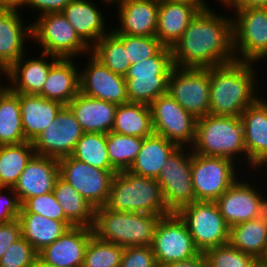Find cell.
Returning a JSON list of instances; mask_svg holds the SVG:
<instances>
[{
  "label": "cell",
  "instance_id": "49",
  "mask_svg": "<svg viewBox=\"0 0 267 267\" xmlns=\"http://www.w3.org/2000/svg\"><path fill=\"white\" fill-rule=\"evenodd\" d=\"M221 5L235 12L245 8H267V0H224Z\"/></svg>",
  "mask_w": 267,
  "mask_h": 267
},
{
  "label": "cell",
  "instance_id": "56",
  "mask_svg": "<svg viewBox=\"0 0 267 267\" xmlns=\"http://www.w3.org/2000/svg\"><path fill=\"white\" fill-rule=\"evenodd\" d=\"M2 74H4V71L0 68V77H1V78H0V82H1V83H0V84H1L0 86H5V83H4L3 80H2L4 75H2ZM1 80H2V81H1ZM2 83H4V84H2Z\"/></svg>",
  "mask_w": 267,
  "mask_h": 267
},
{
  "label": "cell",
  "instance_id": "29",
  "mask_svg": "<svg viewBox=\"0 0 267 267\" xmlns=\"http://www.w3.org/2000/svg\"><path fill=\"white\" fill-rule=\"evenodd\" d=\"M74 60L60 58L50 68L39 96L66 106L80 92V63L77 65Z\"/></svg>",
  "mask_w": 267,
  "mask_h": 267
},
{
  "label": "cell",
  "instance_id": "57",
  "mask_svg": "<svg viewBox=\"0 0 267 267\" xmlns=\"http://www.w3.org/2000/svg\"><path fill=\"white\" fill-rule=\"evenodd\" d=\"M112 1H114V0H102V2H104L103 4H105V5L108 4V6H109V4L112 5Z\"/></svg>",
  "mask_w": 267,
  "mask_h": 267
},
{
  "label": "cell",
  "instance_id": "3",
  "mask_svg": "<svg viewBox=\"0 0 267 267\" xmlns=\"http://www.w3.org/2000/svg\"><path fill=\"white\" fill-rule=\"evenodd\" d=\"M191 148L199 155L224 157L240 168L244 163L247 166L241 117L208 114L198 118L196 139Z\"/></svg>",
  "mask_w": 267,
  "mask_h": 267
},
{
  "label": "cell",
  "instance_id": "26",
  "mask_svg": "<svg viewBox=\"0 0 267 267\" xmlns=\"http://www.w3.org/2000/svg\"><path fill=\"white\" fill-rule=\"evenodd\" d=\"M210 4H186L160 1L157 13L156 38L167 47L172 46L181 38L184 30L200 10Z\"/></svg>",
  "mask_w": 267,
  "mask_h": 267
},
{
  "label": "cell",
  "instance_id": "32",
  "mask_svg": "<svg viewBox=\"0 0 267 267\" xmlns=\"http://www.w3.org/2000/svg\"><path fill=\"white\" fill-rule=\"evenodd\" d=\"M22 237L39 253L58 239L68 228L69 221H58L35 213H20Z\"/></svg>",
  "mask_w": 267,
  "mask_h": 267
},
{
  "label": "cell",
  "instance_id": "31",
  "mask_svg": "<svg viewBox=\"0 0 267 267\" xmlns=\"http://www.w3.org/2000/svg\"><path fill=\"white\" fill-rule=\"evenodd\" d=\"M228 244L261 261L267 252V212L229 227Z\"/></svg>",
  "mask_w": 267,
  "mask_h": 267
},
{
  "label": "cell",
  "instance_id": "24",
  "mask_svg": "<svg viewBox=\"0 0 267 267\" xmlns=\"http://www.w3.org/2000/svg\"><path fill=\"white\" fill-rule=\"evenodd\" d=\"M58 177V159L35 154L27 163L13 189L23 204L31 197L53 192Z\"/></svg>",
  "mask_w": 267,
  "mask_h": 267
},
{
  "label": "cell",
  "instance_id": "55",
  "mask_svg": "<svg viewBox=\"0 0 267 267\" xmlns=\"http://www.w3.org/2000/svg\"><path fill=\"white\" fill-rule=\"evenodd\" d=\"M260 262L264 265V267H267V252Z\"/></svg>",
  "mask_w": 267,
  "mask_h": 267
},
{
  "label": "cell",
  "instance_id": "33",
  "mask_svg": "<svg viewBox=\"0 0 267 267\" xmlns=\"http://www.w3.org/2000/svg\"><path fill=\"white\" fill-rule=\"evenodd\" d=\"M111 131L140 138L153 135L150 105L134 102L117 105Z\"/></svg>",
  "mask_w": 267,
  "mask_h": 267
},
{
  "label": "cell",
  "instance_id": "19",
  "mask_svg": "<svg viewBox=\"0 0 267 267\" xmlns=\"http://www.w3.org/2000/svg\"><path fill=\"white\" fill-rule=\"evenodd\" d=\"M36 55L29 58L24 54L4 72L5 85L11 91L27 95H39L42 92L50 68L60 58L42 52L38 58Z\"/></svg>",
  "mask_w": 267,
  "mask_h": 267
},
{
  "label": "cell",
  "instance_id": "28",
  "mask_svg": "<svg viewBox=\"0 0 267 267\" xmlns=\"http://www.w3.org/2000/svg\"><path fill=\"white\" fill-rule=\"evenodd\" d=\"M20 111L25 139L33 142L55 119L64 107L60 102L39 95L19 94Z\"/></svg>",
  "mask_w": 267,
  "mask_h": 267
},
{
  "label": "cell",
  "instance_id": "34",
  "mask_svg": "<svg viewBox=\"0 0 267 267\" xmlns=\"http://www.w3.org/2000/svg\"><path fill=\"white\" fill-rule=\"evenodd\" d=\"M53 193L65 218L73 226L93 227L95 208L60 176L56 179Z\"/></svg>",
  "mask_w": 267,
  "mask_h": 267
},
{
  "label": "cell",
  "instance_id": "52",
  "mask_svg": "<svg viewBox=\"0 0 267 267\" xmlns=\"http://www.w3.org/2000/svg\"><path fill=\"white\" fill-rule=\"evenodd\" d=\"M176 3H186V4H208L206 0H160Z\"/></svg>",
  "mask_w": 267,
  "mask_h": 267
},
{
  "label": "cell",
  "instance_id": "21",
  "mask_svg": "<svg viewBox=\"0 0 267 267\" xmlns=\"http://www.w3.org/2000/svg\"><path fill=\"white\" fill-rule=\"evenodd\" d=\"M92 228L73 226L38 253V258L52 267H82L85 250L93 236Z\"/></svg>",
  "mask_w": 267,
  "mask_h": 267
},
{
  "label": "cell",
  "instance_id": "51",
  "mask_svg": "<svg viewBox=\"0 0 267 267\" xmlns=\"http://www.w3.org/2000/svg\"><path fill=\"white\" fill-rule=\"evenodd\" d=\"M25 0H0V9L21 10Z\"/></svg>",
  "mask_w": 267,
  "mask_h": 267
},
{
  "label": "cell",
  "instance_id": "15",
  "mask_svg": "<svg viewBox=\"0 0 267 267\" xmlns=\"http://www.w3.org/2000/svg\"><path fill=\"white\" fill-rule=\"evenodd\" d=\"M245 180H242L244 179ZM247 177L238 178L215 202L229 227L261 217L267 212V198L262 186L255 187ZM241 179V180H240ZM259 190V191H258ZM264 193V194H263ZM263 194V196H262Z\"/></svg>",
  "mask_w": 267,
  "mask_h": 267
},
{
  "label": "cell",
  "instance_id": "6",
  "mask_svg": "<svg viewBox=\"0 0 267 267\" xmlns=\"http://www.w3.org/2000/svg\"><path fill=\"white\" fill-rule=\"evenodd\" d=\"M173 68L172 49L167 46L155 56L130 65L125 75L129 102L150 105L168 93V78Z\"/></svg>",
  "mask_w": 267,
  "mask_h": 267
},
{
  "label": "cell",
  "instance_id": "12",
  "mask_svg": "<svg viewBox=\"0 0 267 267\" xmlns=\"http://www.w3.org/2000/svg\"><path fill=\"white\" fill-rule=\"evenodd\" d=\"M154 134L179 147H192L196 139L197 118L187 112L169 93L150 104Z\"/></svg>",
  "mask_w": 267,
  "mask_h": 267
},
{
  "label": "cell",
  "instance_id": "1",
  "mask_svg": "<svg viewBox=\"0 0 267 267\" xmlns=\"http://www.w3.org/2000/svg\"><path fill=\"white\" fill-rule=\"evenodd\" d=\"M212 7L200 10L172 46L174 67L206 69L236 61L232 17Z\"/></svg>",
  "mask_w": 267,
  "mask_h": 267
},
{
  "label": "cell",
  "instance_id": "9",
  "mask_svg": "<svg viewBox=\"0 0 267 267\" xmlns=\"http://www.w3.org/2000/svg\"><path fill=\"white\" fill-rule=\"evenodd\" d=\"M191 164L192 148L178 147L168 157L156 178L162 189L164 203L170 213H178L183 207L196 201Z\"/></svg>",
  "mask_w": 267,
  "mask_h": 267
},
{
  "label": "cell",
  "instance_id": "30",
  "mask_svg": "<svg viewBox=\"0 0 267 267\" xmlns=\"http://www.w3.org/2000/svg\"><path fill=\"white\" fill-rule=\"evenodd\" d=\"M178 147L174 142L156 134L143 138L141 149L127 171L156 179L168 157Z\"/></svg>",
  "mask_w": 267,
  "mask_h": 267
},
{
  "label": "cell",
  "instance_id": "16",
  "mask_svg": "<svg viewBox=\"0 0 267 267\" xmlns=\"http://www.w3.org/2000/svg\"><path fill=\"white\" fill-rule=\"evenodd\" d=\"M59 176L94 208L107 202L112 178L117 171L102 170L67 156L58 159Z\"/></svg>",
  "mask_w": 267,
  "mask_h": 267
},
{
  "label": "cell",
  "instance_id": "17",
  "mask_svg": "<svg viewBox=\"0 0 267 267\" xmlns=\"http://www.w3.org/2000/svg\"><path fill=\"white\" fill-rule=\"evenodd\" d=\"M82 134L80 123L64 106L56 119L32 142L35 154L56 159L71 156Z\"/></svg>",
  "mask_w": 267,
  "mask_h": 267
},
{
  "label": "cell",
  "instance_id": "14",
  "mask_svg": "<svg viewBox=\"0 0 267 267\" xmlns=\"http://www.w3.org/2000/svg\"><path fill=\"white\" fill-rule=\"evenodd\" d=\"M168 93L197 119L209 114V68L174 67L168 78Z\"/></svg>",
  "mask_w": 267,
  "mask_h": 267
},
{
  "label": "cell",
  "instance_id": "53",
  "mask_svg": "<svg viewBox=\"0 0 267 267\" xmlns=\"http://www.w3.org/2000/svg\"><path fill=\"white\" fill-rule=\"evenodd\" d=\"M31 267H52L47 264H45L43 261H41L39 258L36 260V262Z\"/></svg>",
  "mask_w": 267,
  "mask_h": 267
},
{
  "label": "cell",
  "instance_id": "44",
  "mask_svg": "<svg viewBox=\"0 0 267 267\" xmlns=\"http://www.w3.org/2000/svg\"><path fill=\"white\" fill-rule=\"evenodd\" d=\"M38 259V252L23 237L12 243L0 258V267H31Z\"/></svg>",
  "mask_w": 267,
  "mask_h": 267
},
{
  "label": "cell",
  "instance_id": "22",
  "mask_svg": "<svg viewBox=\"0 0 267 267\" xmlns=\"http://www.w3.org/2000/svg\"><path fill=\"white\" fill-rule=\"evenodd\" d=\"M21 11L0 9V68L4 72L27 54L26 42H32L31 23L25 25Z\"/></svg>",
  "mask_w": 267,
  "mask_h": 267
},
{
  "label": "cell",
  "instance_id": "41",
  "mask_svg": "<svg viewBox=\"0 0 267 267\" xmlns=\"http://www.w3.org/2000/svg\"><path fill=\"white\" fill-rule=\"evenodd\" d=\"M208 267H253L259 261L229 244L206 250L203 253Z\"/></svg>",
  "mask_w": 267,
  "mask_h": 267
},
{
  "label": "cell",
  "instance_id": "10",
  "mask_svg": "<svg viewBox=\"0 0 267 267\" xmlns=\"http://www.w3.org/2000/svg\"><path fill=\"white\" fill-rule=\"evenodd\" d=\"M239 169L242 171L231 159L199 155L192 151V184L196 201H216L242 177Z\"/></svg>",
  "mask_w": 267,
  "mask_h": 267
},
{
  "label": "cell",
  "instance_id": "38",
  "mask_svg": "<svg viewBox=\"0 0 267 267\" xmlns=\"http://www.w3.org/2000/svg\"><path fill=\"white\" fill-rule=\"evenodd\" d=\"M71 156L87 165L102 170L116 171L108 158L107 134L105 133H83Z\"/></svg>",
  "mask_w": 267,
  "mask_h": 267
},
{
  "label": "cell",
  "instance_id": "39",
  "mask_svg": "<svg viewBox=\"0 0 267 267\" xmlns=\"http://www.w3.org/2000/svg\"><path fill=\"white\" fill-rule=\"evenodd\" d=\"M143 138L119 133H107V150L111 166L117 171L128 170L137 157Z\"/></svg>",
  "mask_w": 267,
  "mask_h": 267
},
{
  "label": "cell",
  "instance_id": "35",
  "mask_svg": "<svg viewBox=\"0 0 267 267\" xmlns=\"http://www.w3.org/2000/svg\"><path fill=\"white\" fill-rule=\"evenodd\" d=\"M26 141L19 94L5 85L0 90V146L21 144Z\"/></svg>",
  "mask_w": 267,
  "mask_h": 267
},
{
  "label": "cell",
  "instance_id": "48",
  "mask_svg": "<svg viewBox=\"0 0 267 267\" xmlns=\"http://www.w3.org/2000/svg\"><path fill=\"white\" fill-rule=\"evenodd\" d=\"M74 0H25L23 4V9L25 6L31 8L41 16L47 13H58L62 12L65 7H67ZM39 11V12H38Z\"/></svg>",
  "mask_w": 267,
  "mask_h": 267
},
{
  "label": "cell",
  "instance_id": "36",
  "mask_svg": "<svg viewBox=\"0 0 267 267\" xmlns=\"http://www.w3.org/2000/svg\"><path fill=\"white\" fill-rule=\"evenodd\" d=\"M35 155L32 142L0 146V187H14Z\"/></svg>",
  "mask_w": 267,
  "mask_h": 267
},
{
  "label": "cell",
  "instance_id": "18",
  "mask_svg": "<svg viewBox=\"0 0 267 267\" xmlns=\"http://www.w3.org/2000/svg\"><path fill=\"white\" fill-rule=\"evenodd\" d=\"M87 56L89 60L79 70L80 92L116 105L129 102L125 76L112 72L91 53Z\"/></svg>",
  "mask_w": 267,
  "mask_h": 267
},
{
  "label": "cell",
  "instance_id": "25",
  "mask_svg": "<svg viewBox=\"0 0 267 267\" xmlns=\"http://www.w3.org/2000/svg\"><path fill=\"white\" fill-rule=\"evenodd\" d=\"M94 0H74L62 11V14L74 27L78 36L92 48L103 36L108 34L105 16Z\"/></svg>",
  "mask_w": 267,
  "mask_h": 267
},
{
  "label": "cell",
  "instance_id": "27",
  "mask_svg": "<svg viewBox=\"0 0 267 267\" xmlns=\"http://www.w3.org/2000/svg\"><path fill=\"white\" fill-rule=\"evenodd\" d=\"M66 106L80 123L83 133L111 132L116 104L91 98L79 92Z\"/></svg>",
  "mask_w": 267,
  "mask_h": 267
},
{
  "label": "cell",
  "instance_id": "50",
  "mask_svg": "<svg viewBox=\"0 0 267 267\" xmlns=\"http://www.w3.org/2000/svg\"><path fill=\"white\" fill-rule=\"evenodd\" d=\"M163 267H208V264L203 253L200 252L195 257L183 261L168 263Z\"/></svg>",
  "mask_w": 267,
  "mask_h": 267
},
{
  "label": "cell",
  "instance_id": "40",
  "mask_svg": "<svg viewBox=\"0 0 267 267\" xmlns=\"http://www.w3.org/2000/svg\"><path fill=\"white\" fill-rule=\"evenodd\" d=\"M124 247L93 235L85 250L82 267H120Z\"/></svg>",
  "mask_w": 267,
  "mask_h": 267
},
{
  "label": "cell",
  "instance_id": "46",
  "mask_svg": "<svg viewBox=\"0 0 267 267\" xmlns=\"http://www.w3.org/2000/svg\"><path fill=\"white\" fill-rule=\"evenodd\" d=\"M21 208L22 204L13 187H0V223L18 219Z\"/></svg>",
  "mask_w": 267,
  "mask_h": 267
},
{
  "label": "cell",
  "instance_id": "42",
  "mask_svg": "<svg viewBox=\"0 0 267 267\" xmlns=\"http://www.w3.org/2000/svg\"><path fill=\"white\" fill-rule=\"evenodd\" d=\"M123 45L127 61L131 65L155 56L164 45L155 37L130 36L123 34Z\"/></svg>",
  "mask_w": 267,
  "mask_h": 267
},
{
  "label": "cell",
  "instance_id": "13",
  "mask_svg": "<svg viewBox=\"0 0 267 267\" xmlns=\"http://www.w3.org/2000/svg\"><path fill=\"white\" fill-rule=\"evenodd\" d=\"M151 247L159 267L190 259L200 253L186 223L177 213L160 218Z\"/></svg>",
  "mask_w": 267,
  "mask_h": 267
},
{
  "label": "cell",
  "instance_id": "37",
  "mask_svg": "<svg viewBox=\"0 0 267 267\" xmlns=\"http://www.w3.org/2000/svg\"><path fill=\"white\" fill-rule=\"evenodd\" d=\"M91 54L112 72L125 76L131 65L123 45V34L111 30L92 48Z\"/></svg>",
  "mask_w": 267,
  "mask_h": 267
},
{
  "label": "cell",
  "instance_id": "5",
  "mask_svg": "<svg viewBox=\"0 0 267 267\" xmlns=\"http://www.w3.org/2000/svg\"><path fill=\"white\" fill-rule=\"evenodd\" d=\"M105 207L113 211L150 213L162 217L171 214L156 179L138 176L127 170L112 178Z\"/></svg>",
  "mask_w": 267,
  "mask_h": 267
},
{
  "label": "cell",
  "instance_id": "47",
  "mask_svg": "<svg viewBox=\"0 0 267 267\" xmlns=\"http://www.w3.org/2000/svg\"><path fill=\"white\" fill-rule=\"evenodd\" d=\"M22 237L19 219L8 223H0V258L6 253L8 247Z\"/></svg>",
  "mask_w": 267,
  "mask_h": 267
},
{
  "label": "cell",
  "instance_id": "54",
  "mask_svg": "<svg viewBox=\"0 0 267 267\" xmlns=\"http://www.w3.org/2000/svg\"><path fill=\"white\" fill-rule=\"evenodd\" d=\"M267 166V157L254 169L256 172H258L260 169L259 168H265Z\"/></svg>",
  "mask_w": 267,
  "mask_h": 267
},
{
  "label": "cell",
  "instance_id": "4",
  "mask_svg": "<svg viewBox=\"0 0 267 267\" xmlns=\"http://www.w3.org/2000/svg\"><path fill=\"white\" fill-rule=\"evenodd\" d=\"M162 216L150 213L113 211L105 206L95 208L93 234L122 247L151 246Z\"/></svg>",
  "mask_w": 267,
  "mask_h": 267
},
{
  "label": "cell",
  "instance_id": "11",
  "mask_svg": "<svg viewBox=\"0 0 267 267\" xmlns=\"http://www.w3.org/2000/svg\"><path fill=\"white\" fill-rule=\"evenodd\" d=\"M177 214L186 223L194 244L201 253L228 244L229 226L215 201H195Z\"/></svg>",
  "mask_w": 267,
  "mask_h": 267
},
{
  "label": "cell",
  "instance_id": "43",
  "mask_svg": "<svg viewBox=\"0 0 267 267\" xmlns=\"http://www.w3.org/2000/svg\"><path fill=\"white\" fill-rule=\"evenodd\" d=\"M20 213H35L58 221H68L53 192L27 199L22 204Z\"/></svg>",
  "mask_w": 267,
  "mask_h": 267
},
{
  "label": "cell",
  "instance_id": "7",
  "mask_svg": "<svg viewBox=\"0 0 267 267\" xmlns=\"http://www.w3.org/2000/svg\"><path fill=\"white\" fill-rule=\"evenodd\" d=\"M31 21L32 41L45 54L62 59H77L91 53V48L78 36L62 12L47 13ZM43 48V49H42Z\"/></svg>",
  "mask_w": 267,
  "mask_h": 267
},
{
  "label": "cell",
  "instance_id": "58",
  "mask_svg": "<svg viewBox=\"0 0 267 267\" xmlns=\"http://www.w3.org/2000/svg\"><path fill=\"white\" fill-rule=\"evenodd\" d=\"M253 267H264V265L259 261L255 266Z\"/></svg>",
  "mask_w": 267,
  "mask_h": 267
},
{
  "label": "cell",
  "instance_id": "59",
  "mask_svg": "<svg viewBox=\"0 0 267 267\" xmlns=\"http://www.w3.org/2000/svg\"><path fill=\"white\" fill-rule=\"evenodd\" d=\"M218 1V0H217ZM220 3V5L224 2V0H219L218 1Z\"/></svg>",
  "mask_w": 267,
  "mask_h": 267
},
{
  "label": "cell",
  "instance_id": "20",
  "mask_svg": "<svg viewBox=\"0 0 267 267\" xmlns=\"http://www.w3.org/2000/svg\"><path fill=\"white\" fill-rule=\"evenodd\" d=\"M117 6H116V5ZM160 0H114L119 26L112 29L116 34L130 36H156L157 13Z\"/></svg>",
  "mask_w": 267,
  "mask_h": 267
},
{
  "label": "cell",
  "instance_id": "23",
  "mask_svg": "<svg viewBox=\"0 0 267 267\" xmlns=\"http://www.w3.org/2000/svg\"><path fill=\"white\" fill-rule=\"evenodd\" d=\"M246 164L252 173L267 157V99L260 97L241 114Z\"/></svg>",
  "mask_w": 267,
  "mask_h": 267
},
{
  "label": "cell",
  "instance_id": "8",
  "mask_svg": "<svg viewBox=\"0 0 267 267\" xmlns=\"http://www.w3.org/2000/svg\"><path fill=\"white\" fill-rule=\"evenodd\" d=\"M233 14V50L236 61L264 63L267 59V8H245Z\"/></svg>",
  "mask_w": 267,
  "mask_h": 267
},
{
  "label": "cell",
  "instance_id": "2",
  "mask_svg": "<svg viewBox=\"0 0 267 267\" xmlns=\"http://www.w3.org/2000/svg\"><path fill=\"white\" fill-rule=\"evenodd\" d=\"M256 66L254 62L235 61L209 68V114L240 117L261 97Z\"/></svg>",
  "mask_w": 267,
  "mask_h": 267
},
{
  "label": "cell",
  "instance_id": "45",
  "mask_svg": "<svg viewBox=\"0 0 267 267\" xmlns=\"http://www.w3.org/2000/svg\"><path fill=\"white\" fill-rule=\"evenodd\" d=\"M120 267H159L151 246L125 247Z\"/></svg>",
  "mask_w": 267,
  "mask_h": 267
}]
</instances>
